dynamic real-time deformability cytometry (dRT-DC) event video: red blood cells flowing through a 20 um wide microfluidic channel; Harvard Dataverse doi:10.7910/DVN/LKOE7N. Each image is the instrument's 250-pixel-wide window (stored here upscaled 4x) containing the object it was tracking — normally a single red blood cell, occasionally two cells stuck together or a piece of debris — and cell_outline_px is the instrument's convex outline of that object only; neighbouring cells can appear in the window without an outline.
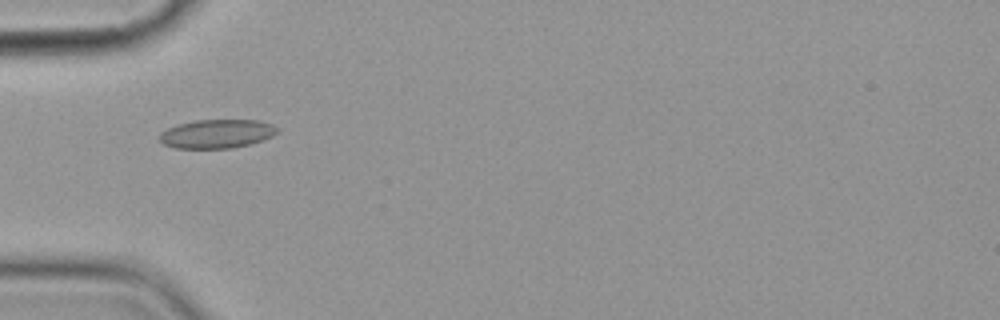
{"species": "common noctule bat (a hibernating species)", "species_latin": "Nyctalus noctula", "temperature_condition": "cold", "stored_images_in_passage": 9, "camera_frame_rate_fps": 3000, "um_per_image_px": 0.085, "animal": {"sex": "female", "body_mass_g": 19.9}, "frame": {"image": 1, "passage_image": 6, "time_ms": 5.667, "image_size_px": [1000, 320], "cell_outline_px": [[280, 128], [272, 136], [248, 144], [232, 148], [176, 148], [164, 144], [160, 140], [160, 132], [168, 128], [180, 124], [196, 120], [260, 120], [272, 124]], "centroid_in_image_um": [18.44, 11.36], "position_along_channel_um": 66.6, "area_um2": 19.54}}
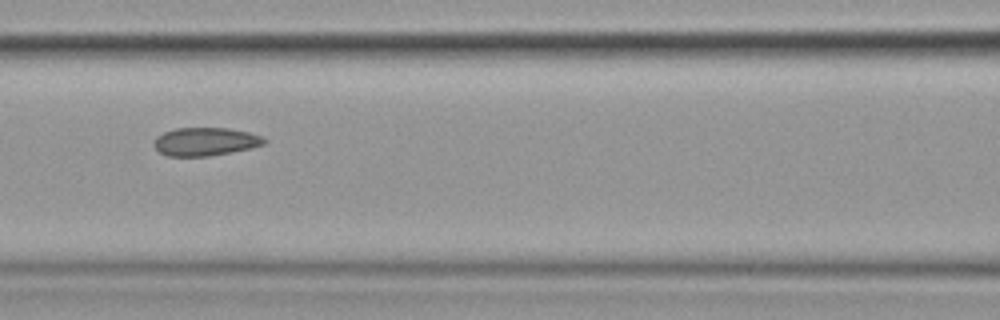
{"frame": {"image": 2, "passage_image": 8, "time_ms": 8.0, "image_size_px": [1000, 320], "cell_outline_px": [[268, 140], [264, 144], [252, 148], [232, 152], [208, 156], [168, 156], [160, 152], [152, 144], [152, 140], [156, 136], [164, 132], [176, 128], [228, 128], [248, 132], [260, 136]], "centroid_in_image_um": [17.43, 12.04], "position_along_channel_um": 149.2, "area_um2": 18.21}}
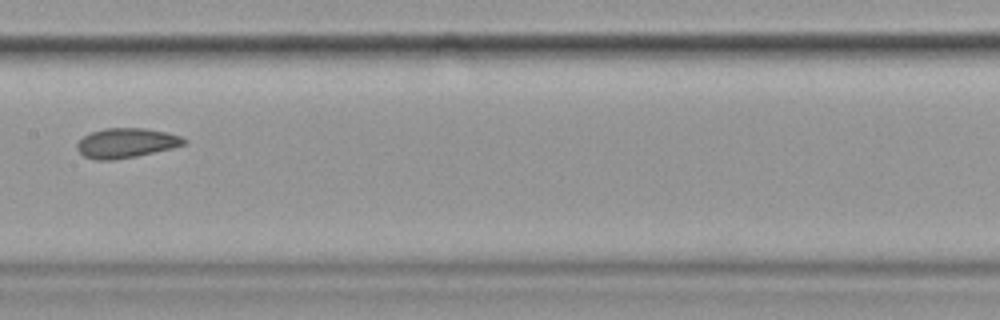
{"frame": {"image": 3, "passage_image": 9, "time_ms": 9.333, "image_size_px": [1000, 320], "cell_outline_px": [[188, 140], [184, 144], [172, 148], [136, 156], [112, 160], [96, 160], [84, 156], [76, 148], [76, 144], [84, 136], [92, 132], [104, 128], [144, 128], [164, 132], [180, 136]], "centroid_in_image_um": [10.71, 12.15], "position_along_channel_um": 196.7, "area_um2": 18.32}}